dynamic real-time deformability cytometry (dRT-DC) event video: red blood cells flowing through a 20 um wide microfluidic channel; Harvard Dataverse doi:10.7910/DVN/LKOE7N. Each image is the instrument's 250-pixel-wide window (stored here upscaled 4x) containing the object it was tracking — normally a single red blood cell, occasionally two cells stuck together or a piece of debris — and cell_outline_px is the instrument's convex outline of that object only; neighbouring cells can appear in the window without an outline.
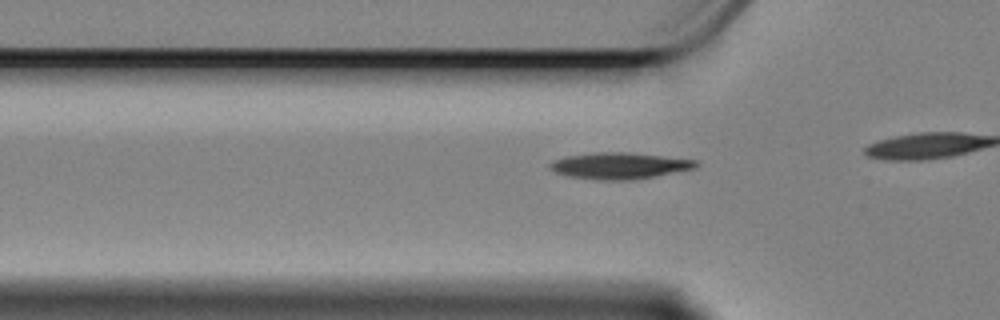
{"species": "Egyptian fruit bat (a non-hibernating species)", "species_latin": "Rousettus aegyptiacus", "temperature_condition": "cold", "stored_images_in_passage": 29, "camera_frame_rate_fps": 3000, "um_per_image_px": 0.085, "animal": {"sex": "female"}, "frame": {"image": 1, "passage_image": 2, "time_ms": 0.333, "image_size_px": [1000, 320], "cell_outline_px": [[700, 164], [696, 168], [652, 176], [628, 180], [600, 180], [568, 176], [556, 172], [548, 168], [548, 164], [552, 160], [564, 156], [592, 152], [628, 152], [700, 160]], "centroid_in_image_um": [52.63, 14.07], "position_along_channel_um": 73.2, "area_um2": 22.6}}
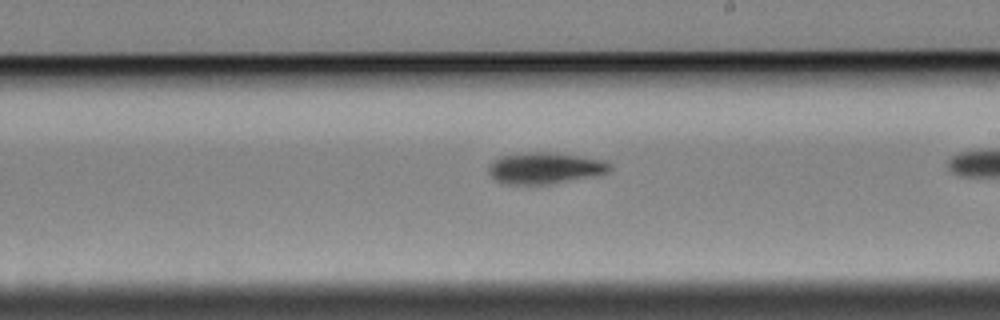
{"frame": {"image": 2, "passage_image": 17, "time_ms": 5.333, "image_size_px": [1000, 320], "cell_outline_px": [[612, 168], [608, 172], [548, 184], [508, 184], [496, 180], [488, 172], [488, 168], [500, 156], [528, 152], [548, 152], [604, 160], [612, 164]], "centroid_in_image_um": [46.31, 14.28], "position_along_channel_um": 242.7, "area_um2": 21.56}}
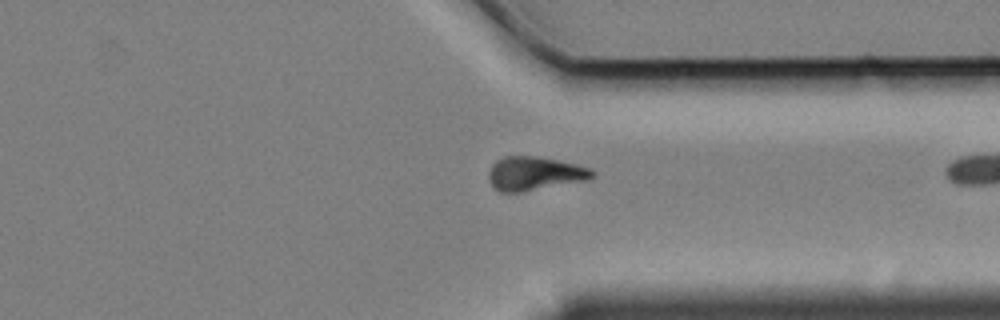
{"frame": {"image": 3, "passage_image": 28, "time_ms": 9.0, "image_size_px": [1000, 320], "cell_outline_px": [[596, 176], [588, 180], [520, 192], [500, 192], [492, 184], [488, 176], [488, 172], [492, 164], [496, 160], [504, 156], [536, 156], [576, 164], [592, 168], [596, 172]], "centroid_in_image_um": [45.47, 14.74], "position_along_channel_um": 365.9, "area_um2": 20.4}}